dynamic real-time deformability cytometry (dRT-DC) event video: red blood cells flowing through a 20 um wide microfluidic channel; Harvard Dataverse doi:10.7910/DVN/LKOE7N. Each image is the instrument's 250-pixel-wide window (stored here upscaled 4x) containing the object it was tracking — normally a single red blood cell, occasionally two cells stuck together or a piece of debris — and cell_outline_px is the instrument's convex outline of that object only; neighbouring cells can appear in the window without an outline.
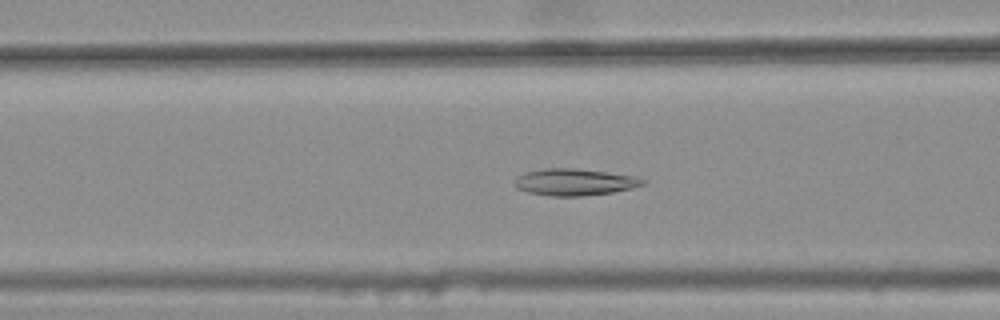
{"species": "common noctule bat (a hibernating species)", "species_latin": "Nyctalus noctula", "temperature_condition": "warm", "stored_images_in_passage": 40, "camera_frame_rate_fps": 3000, "um_per_image_px": 0.085, "animal": {"sex": "female", "body_mass_g": 25.1}, "frame": {"image": 1, "passage_image": 16, "time_ms": 5.0, "image_size_px": [1000, 320], "cell_outline_px": [[648, 180], [644, 184], [612, 192], [580, 196], [548, 196], [528, 192], [516, 188], [516, 176], [524, 172], [544, 168], [576, 168], [636, 176]], "centroid_in_image_um": [48.81, 15.47], "position_along_channel_um": 117.8, "area_um2": 19.94}}
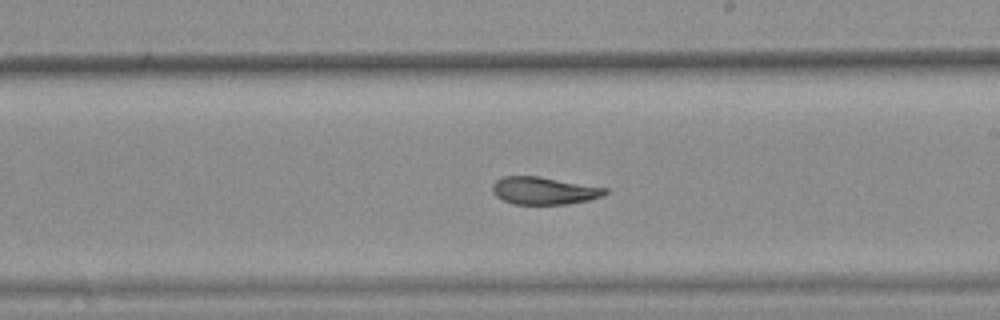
{"frame": {"image": 2, "passage_image": 26, "time_ms": 8.333, "image_size_px": [1000, 320], "cell_outline_px": [[608, 192], [600, 196], [588, 200], [568, 204], [512, 204], [496, 196], [492, 192], [492, 184], [496, 180], [504, 176], [540, 176], [608, 188]], "centroid_in_image_um": [46.22, 16.2], "position_along_channel_um": 242.8, "area_um2": 18.09}}
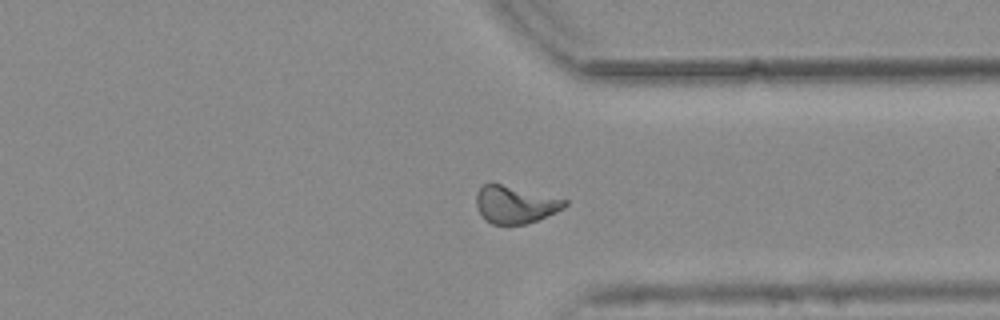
{"frame": {"image": 3, "passage_image": 36, "time_ms": 11.667, "image_size_px": [1000, 320], "cell_outline_px": [[568, 204], [564, 208], [556, 212], [536, 220], [524, 224], [492, 224], [484, 220], [476, 204], [476, 196], [480, 188], [484, 184], [500, 184], [568, 200]], "centroid_in_image_um": [43.78, 17.4], "position_along_channel_um": 367.6, "area_um2": 18.9}, "authors_computed_cell_mechanics": {"area_um2": 19.1607, "velocity_mm_per_s": 3.7599, "shape_relaxation_time_tau1_ms": null, "shape_relaxation_time_tau2_ms": 3.4632, "deformation_change_tau1": null, "deformation_change_tau2": 0.0847}}